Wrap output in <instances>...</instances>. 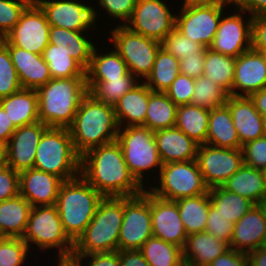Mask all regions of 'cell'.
<instances>
[{"label": "cell", "mask_w": 266, "mask_h": 266, "mask_svg": "<svg viewBox=\"0 0 266 266\" xmlns=\"http://www.w3.org/2000/svg\"><path fill=\"white\" fill-rule=\"evenodd\" d=\"M19 195V173L8 165L0 167V202Z\"/></svg>", "instance_id": "52"}, {"label": "cell", "mask_w": 266, "mask_h": 266, "mask_svg": "<svg viewBox=\"0 0 266 266\" xmlns=\"http://www.w3.org/2000/svg\"><path fill=\"white\" fill-rule=\"evenodd\" d=\"M265 87L266 54L251 48L236 57L232 96L249 97Z\"/></svg>", "instance_id": "20"}, {"label": "cell", "mask_w": 266, "mask_h": 266, "mask_svg": "<svg viewBox=\"0 0 266 266\" xmlns=\"http://www.w3.org/2000/svg\"><path fill=\"white\" fill-rule=\"evenodd\" d=\"M205 63V48L199 53L186 56L179 60L180 73L191 78H198L203 75Z\"/></svg>", "instance_id": "53"}, {"label": "cell", "mask_w": 266, "mask_h": 266, "mask_svg": "<svg viewBox=\"0 0 266 266\" xmlns=\"http://www.w3.org/2000/svg\"><path fill=\"white\" fill-rule=\"evenodd\" d=\"M178 106L165 92H151L145 116V127L156 132L175 127Z\"/></svg>", "instance_id": "36"}, {"label": "cell", "mask_w": 266, "mask_h": 266, "mask_svg": "<svg viewBox=\"0 0 266 266\" xmlns=\"http://www.w3.org/2000/svg\"><path fill=\"white\" fill-rule=\"evenodd\" d=\"M138 83V79L129 72L119 79L86 81V86L88 93L97 101L114 107L119 102V99Z\"/></svg>", "instance_id": "38"}, {"label": "cell", "mask_w": 266, "mask_h": 266, "mask_svg": "<svg viewBox=\"0 0 266 266\" xmlns=\"http://www.w3.org/2000/svg\"><path fill=\"white\" fill-rule=\"evenodd\" d=\"M140 251L150 266H185L183 248L159 238H149Z\"/></svg>", "instance_id": "41"}, {"label": "cell", "mask_w": 266, "mask_h": 266, "mask_svg": "<svg viewBox=\"0 0 266 266\" xmlns=\"http://www.w3.org/2000/svg\"><path fill=\"white\" fill-rule=\"evenodd\" d=\"M230 249V245L206 231L187 236L183 248L185 266H201L212 263Z\"/></svg>", "instance_id": "27"}, {"label": "cell", "mask_w": 266, "mask_h": 266, "mask_svg": "<svg viewBox=\"0 0 266 266\" xmlns=\"http://www.w3.org/2000/svg\"><path fill=\"white\" fill-rule=\"evenodd\" d=\"M249 97L253 101L255 109L262 116H266V87L260 91L252 93Z\"/></svg>", "instance_id": "60"}, {"label": "cell", "mask_w": 266, "mask_h": 266, "mask_svg": "<svg viewBox=\"0 0 266 266\" xmlns=\"http://www.w3.org/2000/svg\"><path fill=\"white\" fill-rule=\"evenodd\" d=\"M222 187L258 204L266 197L265 175L263 170L245 164L234 173Z\"/></svg>", "instance_id": "32"}, {"label": "cell", "mask_w": 266, "mask_h": 266, "mask_svg": "<svg viewBox=\"0 0 266 266\" xmlns=\"http://www.w3.org/2000/svg\"><path fill=\"white\" fill-rule=\"evenodd\" d=\"M78 262H82L84 259L89 261L85 266H120L119 253L103 252L92 253L88 255H72ZM90 258V259H89Z\"/></svg>", "instance_id": "54"}, {"label": "cell", "mask_w": 266, "mask_h": 266, "mask_svg": "<svg viewBox=\"0 0 266 266\" xmlns=\"http://www.w3.org/2000/svg\"><path fill=\"white\" fill-rule=\"evenodd\" d=\"M111 39L115 49L126 62L129 72L145 81L151 73L161 42L147 38L119 24L112 28Z\"/></svg>", "instance_id": "10"}, {"label": "cell", "mask_w": 266, "mask_h": 266, "mask_svg": "<svg viewBox=\"0 0 266 266\" xmlns=\"http://www.w3.org/2000/svg\"><path fill=\"white\" fill-rule=\"evenodd\" d=\"M151 92L152 90L144 81H140L119 99V102L114 106L119 128L145 126V116Z\"/></svg>", "instance_id": "26"}, {"label": "cell", "mask_w": 266, "mask_h": 266, "mask_svg": "<svg viewBox=\"0 0 266 266\" xmlns=\"http://www.w3.org/2000/svg\"><path fill=\"white\" fill-rule=\"evenodd\" d=\"M98 52L95 46L90 59L89 67L85 70L86 81H106L119 79L129 73L128 66L114 49L108 53Z\"/></svg>", "instance_id": "33"}, {"label": "cell", "mask_w": 266, "mask_h": 266, "mask_svg": "<svg viewBox=\"0 0 266 266\" xmlns=\"http://www.w3.org/2000/svg\"><path fill=\"white\" fill-rule=\"evenodd\" d=\"M52 78H86L85 69L67 53L48 44L42 54Z\"/></svg>", "instance_id": "42"}, {"label": "cell", "mask_w": 266, "mask_h": 266, "mask_svg": "<svg viewBox=\"0 0 266 266\" xmlns=\"http://www.w3.org/2000/svg\"><path fill=\"white\" fill-rule=\"evenodd\" d=\"M180 218L187 235L206 230L207 217L210 208L209 193L176 200Z\"/></svg>", "instance_id": "34"}, {"label": "cell", "mask_w": 266, "mask_h": 266, "mask_svg": "<svg viewBox=\"0 0 266 266\" xmlns=\"http://www.w3.org/2000/svg\"><path fill=\"white\" fill-rule=\"evenodd\" d=\"M77 153L117 141L119 125L113 106L97 101L87 93L68 127Z\"/></svg>", "instance_id": "2"}, {"label": "cell", "mask_w": 266, "mask_h": 266, "mask_svg": "<svg viewBox=\"0 0 266 266\" xmlns=\"http://www.w3.org/2000/svg\"><path fill=\"white\" fill-rule=\"evenodd\" d=\"M137 0H99L100 7L105 10L109 16L123 22L125 25L132 17Z\"/></svg>", "instance_id": "51"}, {"label": "cell", "mask_w": 266, "mask_h": 266, "mask_svg": "<svg viewBox=\"0 0 266 266\" xmlns=\"http://www.w3.org/2000/svg\"><path fill=\"white\" fill-rule=\"evenodd\" d=\"M103 197L81 175L61 184L55 205L63 228L74 243L91 222Z\"/></svg>", "instance_id": "4"}, {"label": "cell", "mask_w": 266, "mask_h": 266, "mask_svg": "<svg viewBox=\"0 0 266 266\" xmlns=\"http://www.w3.org/2000/svg\"><path fill=\"white\" fill-rule=\"evenodd\" d=\"M151 223L153 237L184 248L188 235L176 201L165 200L151 193Z\"/></svg>", "instance_id": "19"}, {"label": "cell", "mask_w": 266, "mask_h": 266, "mask_svg": "<svg viewBox=\"0 0 266 266\" xmlns=\"http://www.w3.org/2000/svg\"><path fill=\"white\" fill-rule=\"evenodd\" d=\"M234 8L250 13V16L266 14V0H234Z\"/></svg>", "instance_id": "58"}, {"label": "cell", "mask_w": 266, "mask_h": 266, "mask_svg": "<svg viewBox=\"0 0 266 266\" xmlns=\"http://www.w3.org/2000/svg\"><path fill=\"white\" fill-rule=\"evenodd\" d=\"M44 11L51 26L73 31H89L96 27L98 10L82 0H34ZM82 1V2H81ZM97 11V12H96ZM93 27V28H92Z\"/></svg>", "instance_id": "16"}, {"label": "cell", "mask_w": 266, "mask_h": 266, "mask_svg": "<svg viewBox=\"0 0 266 266\" xmlns=\"http://www.w3.org/2000/svg\"><path fill=\"white\" fill-rule=\"evenodd\" d=\"M48 128L41 121L17 128L7 143V165L18 173L34 168L36 148Z\"/></svg>", "instance_id": "18"}, {"label": "cell", "mask_w": 266, "mask_h": 266, "mask_svg": "<svg viewBox=\"0 0 266 266\" xmlns=\"http://www.w3.org/2000/svg\"><path fill=\"white\" fill-rule=\"evenodd\" d=\"M165 1L137 0L131 19L125 24L131 31L162 42L175 28V16Z\"/></svg>", "instance_id": "14"}, {"label": "cell", "mask_w": 266, "mask_h": 266, "mask_svg": "<svg viewBox=\"0 0 266 266\" xmlns=\"http://www.w3.org/2000/svg\"><path fill=\"white\" fill-rule=\"evenodd\" d=\"M234 15L222 14L210 49L226 56L238 57L252 48V21L249 15L244 19V10L236 9ZM227 16V17H226ZM243 16V17H242Z\"/></svg>", "instance_id": "17"}, {"label": "cell", "mask_w": 266, "mask_h": 266, "mask_svg": "<svg viewBox=\"0 0 266 266\" xmlns=\"http://www.w3.org/2000/svg\"><path fill=\"white\" fill-rule=\"evenodd\" d=\"M0 105L16 128L39 121L38 96L35 89L22 88L0 99Z\"/></svg>", "instance_id": "30"}, {"label": "cell", "mask_w": 266, "mask_h": 266, "mask_svg": "<svg viewBox=\"0 0 266 266\" xmlns=\"http://www.w3.org/2000/svg\"><path fill=\"white\" fill-rule=\"evenodd\" d=\"M252 48L266 54V14L253 17Z\"/></svg>", "instance_id": "55"}, {"label": "cell", "mask_w": 266, "mask_h": 266, "mask_svg": "<svg viewBox=\"0 0 266 266\" xmlns=\"http://www.w3.org/2000/svg\"><path fill=\"white\" fill-rule=\"evenodd\" d=\"M264 175H265V185H266V169L264 170Z\"/></svg>", "instance_id": "66"}, {"label": "cell", "mask_w": 266, "mask_h": 266, "mask_svg": "<svg viewBox=\"0 0 266 266\" xmlns=\"http://www.w3.org/2000/svg\"><path fill=\"white\" fill-rule=\"evenodd\" d=\"M117 142L120 144L129 172L144 188L145 171L163 166L154 132L145 126H127L119 128ZM154 168V169H153Z\"/></svg>", "instance_id": "8"}, {"label": "cell", "mask_w": 266, "mask_h": 266, "mask_svg": "<svg viewBox=\"0 0 266 266\" xmlns=\"http://www.w3.org/2000/svg\"><path fill=\"white\" fill-rule=\"evenodd\" d=\"M50 27L44 11L33 0L22 12L17 24L2 39L7 45L42 55L49 44Z\"/></svg>", "instance_id": "12"}, {"label": "cell", "mask_w": 266, "mask_h": 266, "mask_svg": "<svg viewBox=\"0 0 266 266\" xmlns=\"http://www.w3.org/2000/svg\"><path fill=\"white\" fill-rule=\"evenodd\" d=\"M154 138L163 165L197 158L199 144L176 127L156 131Z\"/></svg>", "instance_id": "25"}, {"label": "cell", "mask_w": 266, "mask_h": 266, "mask_svg": "<svg viewBox=\"0 0 266 266\" xmlns=\"http://www.w3.org/2000/svg\"><path fill=\"white\" fill-rule=\"evenodd\" d=\"M22 88L7 43L0 39V99L10 96Z\"/></svg>", "instance_id": "44"}, {"label": "cell", "mask_w": 266, "mask_h": 266, "mask_svg": "<svg viewBox=\"0 0 266 266\" xmlns=\"http://www.w3.org/2000/svg\"><path fill=\"white\" fill-rule=\"evenodd\" d=\"M33 0H0V39L17 24L22 12Z\"/></svg>", "instance_id": "47"}, {"label": "cell", "mask_w": 266, "mask_h": 266, "mask_svg": "<svg viewBox=\"0 0 266 266\" xmlns=\"http://www.w3.org/2000/svg\"><path fill=\"white\" fill-rule=\"evenodd\" d=\"M22 240L29 250L37 246L43 251L58 248V257H72L74 242L66 234L56 205L32 207Z\"/></svg>", "instance_id": "7"}, {"label": "cell", "mask_w": 266, "mask_h": 266, "mask_svg": "<svg viewBox=\"0 0 266 266\" xmlns=\"http://www.w3.org/2000/svg\"><path fill=\"white\" fill-rule=\"evenodd\" d=\"M236 57L226 56L205 48V63L203 75L212 78L213 82L221 86L229 95H232V86Z\"/></svg>", "instance_id": "39"}, {"label": "cell", "mask_w": 266, "mask_h": 266, "mask_svg": "<svg viewBox=\"0 0 266 266\" xmlns=\"http://www.w3.org/2000/svg\"><path fill=\"white\" fill-rule=\"evenodd\" d=\"M124 215V197H103L83 234L74 243L72 255L118 251Z\"/></svg>", "instance_id": "5"}, {"label": "cell", "mask_w": 266, "mask_h": 266, "mask_svg": "<svg viewBox=\"0 0 266 266\" xmlns=\"http://www.w3.org/2000/svg\"><path fill=\"white\" fill-rule=\"evenodd\" d=\"M85 33V34H84ZM88 31H73L51 26L49 43L75 59L85 70L89 67L95 42L87 38Z\"/></svg>", "instance_id": "28"}, {"label": "cell", "mask_w": 266, "mask_h": 266, "mask_svg": "<svg viewBox=\"0 0 266 266\" xmlns=\"http://www.w3.org/2000/svg\"><path fill=\"white\" fill-rule=\"evenodd\" d=\"M266 240V219L258 204H255L233 226L230 248L248 254L262 247Z\"/></svg>", "instance_id": "22"}, {"label": "cell", "mask_w": 266, "mask_h": 266, "mask_svg": "<svg viewBox=\"0 0 266 266\" xmlns=\"http://www.w3.org/2000/svg\"><path fill=\"white\" fill-rule=\"evenodd\" d=\"M28 253L29 247L22 238L0 237V266H21Z\"/></svg>", "instance_id": "45"}, {"label": "cell", "mask_w": 266, "mask_h": 266, "mask_svg": "<svg viewBox=\"0 0 266 266\" xmlns=\"http://www.w3.org/2000/svg\"><path fill=\"white\" fill-rule=\"evenodd\" d=\"M226 105L242 145L263 137V116L255 109L250 97L229 95Z\"/></svg>", "instance_id": "23"}, {"label": "cell", "mask_w": 266, "mask_h": 266, "mask_svg": "<svg viewBox=\"0 0 266 266\" xmlns=\"http://www.w3.org/2000/svg\"><path fill=\"white\" fill-rule=\"evenodd\" d=\"M208 193L211 204L218 209L219 214L229 219V222L233 224L255 205L248 198L228 191L222 186L213 187L209 189Z\"/></svg>", "instance_id": "37"}, {"label": "cell", "mask_w": 266, "mask_h": 266, "mask_svg": "<svg viewBox=\"0 0 266 266\" xmlns=\"http://www.w3.org/2000/svg\"><path fill=\"white\" fill-rule=\"evenodd\" d=\"M244 164L258 170L266 169V138L246 142L242 146Z\"/></svg>", "instance_id": "50"}, {"label": "cell", "mask_w": 266, "mask_h": 266, "mask_svg": "<svg viewBox=\"0 0 266 266\" xmlns=\"http://www.w3.org/2000/svg\"><path fill=\"white\" fill-rule=\"evenodd\" d=\"M193 91L190 104L205 109L223 106L229 97V94L213 82L212 78H206L204 75L195 79Z\"/></svg>", "instance_id": "43"}, {"label": "cell", "mask_w": 266, "mask_h": 266, "mask_svg": "<svg viewBox=\"0 0 266 266\" xmlns=\"http://www.w3.org/2000/svg\"><path fill=\"white\" fill-rule=\"evenodd\" d=\"M194 85V78L179 73L165 93L177 106L190 104Z\"/></svg>", "instance_id": "49"}, {"label": "cell", "mask_w": 266, "mask_h": 266, "mask_svg": "<svg viewBox=\"0 0 266 266\" xmlns=\"http://www.w3.org/2000/svg\"><path fill=\"white\" fill-rule=\"evenodd\" d=\"M7 165V142L0 141V167Z\"/></svg>", "instance_id": "63"}, {"label": "cell", "mask_w": 266, "mask_h": 266, "mask_svg": "<svg viewBox=\"0 0 266 266\" xmlns=\"http://www.w3.org/2000/svg\"><path fill=\"white\" fill-rule=\"evenodd\" d=\"M180 73L179 60L162 47L144 82L153 92H165Z\"/></svg>", "instance_id": "40"}, {"label": "cell", "mask_w": 266, "mask_h": 266, "mask_svg": "<svg viewBox=\"0 0 266 266\" xmlns=\"http://www.w3.org/2000/svg\"><path fill=\"white\" fill-rule=\"evenodd\" d=\"M62 183L55 175L34 168L28 169L19 173V195L32 207L55 205Z\"/></svg>", "instance_id": "21"}, {"label": "cell", "mask_w": 266, "mask_h": 266, "mask_svg": "<svg viewBox=\"0 0 266 266\" xmlns=\"http://www.w3.org/2000/svg\"><path fill=\"white\" fill-rule=\"evenodd\" d=\"M31 209L21 195L0 202V237L22 238Z\"/></svg>", "instance_id": "31"}, {"label": "cell", "mask_w": 266, "mask_h": 266, "mask_svg": "<svg viewBox=\"0 0 266 266\" xmlns=\"http://www.w3.org/2000/svg\"><path fill=\"white\" fill-rule=\"evenodd\" d=\"M80 162L68 128L49 127L43 133L36 148L34 169L67 181L80 175Z\"/></svg>", "instance_id": "6"}, {"label": "cell", "mask_w": 266, "mask_h": 266, "mask_svg": "<svg viewBox=\"0 0 266 266\" xmlns=\"http://www.w3.org/2000/svg\"><path fill=\"white\" fill-rule=\"evenodd\" d=\"M158 174L159 187L153 185L148 189L159 198L176 201L209 191L196 160L164 164Z\"/></svg>", "instance_id": "9"}, {"label": "cell", "mask_w": 266, "mask_h": 266, "mask_svg": "<svg viewBox=\"0 0 266 266\" xmlns=\"http://www.w3.org/2000/svg\"><path fill=\"white\" fill-rule=\"evenodd\" d=\"M182 3L193 6L225 7L227 4L234 6V0H184Z\"/></svg>", "instance_id": "61"}, {"label": "cell", "mask_w": 266, "mask_h": 266, "mask_svg": "<svg viewBox=\"0 0 266 266\" xmlns=\"http://www.w3.org/2000/svg\"><path fill=\"white\" fill-rule=\"evenodd\" d=\"M120 266H150L140 250H118Z\"/></svg>", "instance_id": "57"}, {"label": "cell", "mask_w": 266, "mask_h": 266, "mask_svg": "<svg viewBox=\"0 0 266 266\" xmlns=\"http://www.w3.org/2000/svg\"><path fill=\"white\" fill-rule=\"evenodd\" d=\"M7 48L23 88L37 90L52 79L42 55L14 45H7Z\"/></svg>", "instance_id": "24"}, {"label": "cell", "mask_w": 266, "mask_h": 266, "mask_svg": "<svg viewBox=\"0 0 266 266\" xmlns=\"http://www.w3.org/2000/svg\"><path fill=\"white\" fill-rule=\"evenodd\" d=\"M259 207L261 208L264 217L266 219V197H264L259 203H258Z\"/></svg>", "instance_id": "64"}, {"label": "cell", "mask_w": 266, "mask_h": 266, "mask_svg": "<svg viewBox=\"0 0 266 266\" xmlns=\"http://www.w3.org/2000/svg\"><path fill=\"white\" fill-rule=\"evenodd\" d=\"M262 129H263V137L266 138V116H263L262 119Z\"/></svg>", "instance_id": "65"}, {"label": "cell", "mask_w": 266, "mask_h": 266, "mask_svg": "<svg viewBox=\"0 0 266 266\" xmlns=\"http://www.w3.org/2000/svg\"><path fill=\"white\" fill-rule=\"evenodd\" d=\"M151 237V192L144 189L139 195L124 197V215L118 250H140Z\"/></svg>", "instance_id": "11"}, {"label": "cell", "mask_w": 266, "mask_h": 266, "mask_svg": "<svg viewBox=\"0 0 266 266\" xmlns=\"http://www.w3.org/2000/svg\"><path fill=\"white\" fill-rule=\"evenodd\" d=\"M201 266H249L248 255L230 248L227 252L217 257L212 263Z\"/></svg>", "instance_id": "56"}, {"label": "cell", "mask_w": 266, "mask_h": 266, "mask_svg": "<svg viewBox=\"0 0 266 266\" xmlns=\"http://www.w3.org/2000/svg\"><path fill=\"white\" fill-rule=\"evenodd\" d=\"M206 144L218 148L242 149L229 107L210 109Z\"/></svg>", "instance_id": "29"}, {"label": "cell", "mask_w": 266, "mask_h": 266, "mask_svg": "<svg viewBox=\"0 0 266 266\" xmlns=\"http://www.w3.org/2000/svg\"><path fill=\"white\" fill-rule=\"evenodd\" d=\"M161 45L163 49L173 55L177 60L194 55V53H199L204 48L190 38L183 36L175 28L165 36Z\"/></svg>", "instance_id": "46"}, {"label": "cell", "mask_w": 266, "mask_h": 266, "mask_svg": "<svg viewBox=\"0 0 266 266\" xmlns=\"http://www.w3.org/2000/svg\"><path fill=\"white\" fill-rule=\"evenodd\" d=\"M36 92L39 121L48 127L68 128L88 90L86 78H52Z\"/></svg>", "instance_id": "3"}, {"label": "cell", "mask_w": 266, "mask_h": 266, "mask_svg": "<svg viewBox=\"0 0 266 266\" xmlns=\"http://www.w3.org/2000/svg\"><path fill=\"white\" fill-rule=\"evenodd\" d=\"M249 266H266V248L260 247L248 254Z\"/></svg>", "instance_id": "62"}, {"label": "cell", "mask_w": 266, "mask_h": 266, "mask_svg": "<svg viewBox=\"0 0 266 266\" xmlns=\"http://www.w3.org/2000/svg\"><path fill=\"white\" fill-rule=\"evenodd\" d=\"M210 109L191 104L177 108L175 127L199 145L206 144Z\"/></svg>", "instance_id": "35"}, {"label": "cell", "mask_w": 266, "mask_h": 266, "mask_svg": "<svg viewBox=\"0 0 266 266\" xmlns=\"http://www.w3.org/2000/svg\"><path fill=\"white\" fill-rule=\"evenodd\" d=\"M225 7L182 4L175 16V29L183 36L209 48L217 32Z\"/></svg>", "instance_id": "13"}, {"label": "cell", "mask_w": 266, "mask_h": 266, "mask_svg": "<svg viewBox=\"0 0 266 266\" xmlns=\"http://www.w3.org/2000/svg\"><path fill=\"white\" fill-rule=\"evenodd\" d=\"M206 220L207 224L205 231L213 235L215 238L221 239L230 245L234 224L229 222V219H226L219 214L218 209L212 204H210L208 217Z\"/></svg>", "instance_id": "48"}, {"label": "cell", "mask_w": 266, "mask_h": 266, "mask_svg": "<svg viewBox=\"0 0 266 266\" xmlns=\"http://www.w3.org/2000/svg\"><path fill=\"white\" fill-rule=\"evenodd\" d=\"M196 161L209 189L222 186L244 164L242 149L207 144L199 145Z\"/></svg>", "instance_id": "15"}, {"label": "cell", "mask_w": 266, "mask_h": 266, "mask_svg": "<svg viewBox=\"0 0 266 266\" xmlns=\"http://www.w3.org/2000/svg\"><path fill=\"white\" fill-rule=\"evenodd\" d=\"M16 129L5 109L0 105V141L8 143L11 135Z\"/></svg>", "instance_id": "59"}, {"label": "cell", "mask_w": 266, "mask_h": 266, "mask_svg": "<svg viewBox=\"0 0 266 266\" xmlns=\"http://www.w3.org/2000/svg\"><path fill=\"white\" fill-rule=\"evenodd\" d=\"M80 175L104 197H130L144 191L129 172L117 141L95 147L81 156Z\"/></svg>", "instance_id": "1"}]
</instances>
